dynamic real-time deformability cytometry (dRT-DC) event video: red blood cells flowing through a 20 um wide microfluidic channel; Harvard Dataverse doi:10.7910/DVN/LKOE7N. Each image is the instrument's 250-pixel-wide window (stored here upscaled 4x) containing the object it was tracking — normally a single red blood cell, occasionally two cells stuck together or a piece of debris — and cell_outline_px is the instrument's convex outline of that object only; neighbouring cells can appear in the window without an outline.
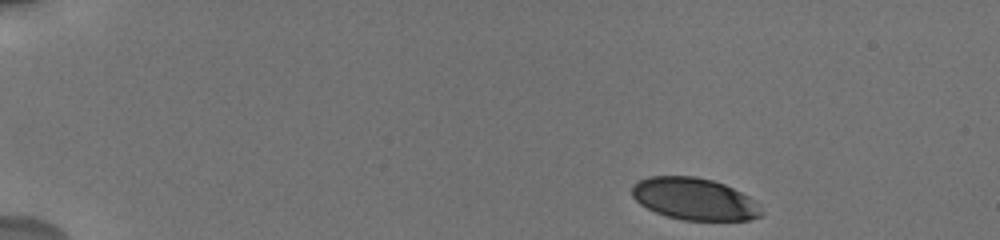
{"species": "human", "species_latin": "Homo sapiens", "temperature_condition": "cold", "stored_images_in_passage": 45, "camera_frame_rate_fps": 3000, "um_per_image_px": 0.085, "donor": {"sex": "male"}, "frame": {"image": 1, "passage_image": 1, "time_ms": 0.0, "image_size_px": [1000, 240], "cell_outline_px": [[764, 212], [760, 216], [748, 220], [684, 220], [668, 216], [656, 212], [640, 204], [632, 196], [632, 188], [640, 180], [648, 176], [692, 176], [712, 180], [724, 184], [756, 200], [760, 204]], "centroid_in_image_um": [59.06, 16.91], "position_along_channel_um": 25.9, "area_um2": 31.56}}
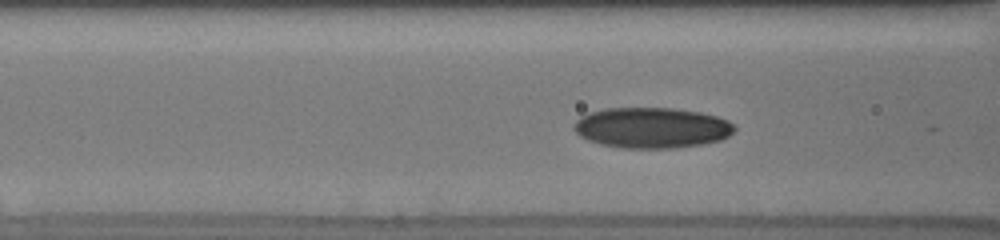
{"frame": {"image": 2, "passage_image": 12, "time_ms": 5.333, "image_size_px": [1000, 240], "cell_outline_px": [[736, 128], [728, 136], [720, 140], [700, 144], [672, 148], [624, 148], [600, 144], [588, 140], [580, 136], [572, 128], [572, 124], [580, 116], [588, 112], [604, 108], [672, 108], [700, 112], [716, 116], [728, 120]], "centroid_in_image_um": [55.35, 10.85], "position_along_channel_um": 111.3, "area_um2": 38.09}}
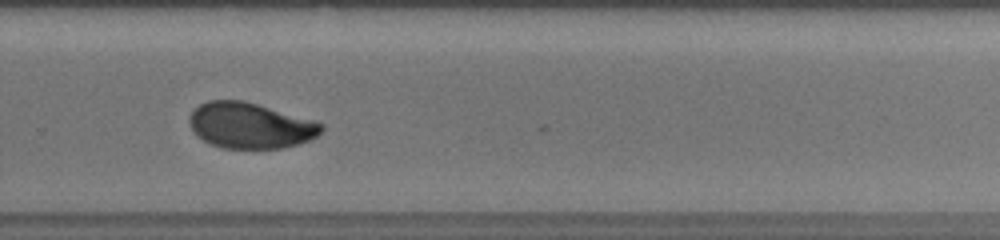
{"frame": {"image": 3, "passage_image": 23, "time_ms": 10.667, "image_size_px": [1000, 240], "cell_outline_px": [[324, 128], [316, 136], [308, 140], [284, 148], [220, 148], [196, 136], [188, 120], [192, 112], [200, 104], [208, 100], [244, 100], [316, 120], [324, 124]], "centroid_in_image_um": [21.28, 10.66], "position_along_channel_um": 308.5, "area_um2": 35.26}, "authors_computed_cell_mechanics": {"area_um2": 34.8534, "velocity_mm_per_s": 3.7178, "shape_relaxation_time_tau1_ms": 4.5535, "shape_relaxation_time_tau2_ms": 1.0728, "deformation_change_tau1": 0.129, "deformation_change_tau2": 0.0489}}